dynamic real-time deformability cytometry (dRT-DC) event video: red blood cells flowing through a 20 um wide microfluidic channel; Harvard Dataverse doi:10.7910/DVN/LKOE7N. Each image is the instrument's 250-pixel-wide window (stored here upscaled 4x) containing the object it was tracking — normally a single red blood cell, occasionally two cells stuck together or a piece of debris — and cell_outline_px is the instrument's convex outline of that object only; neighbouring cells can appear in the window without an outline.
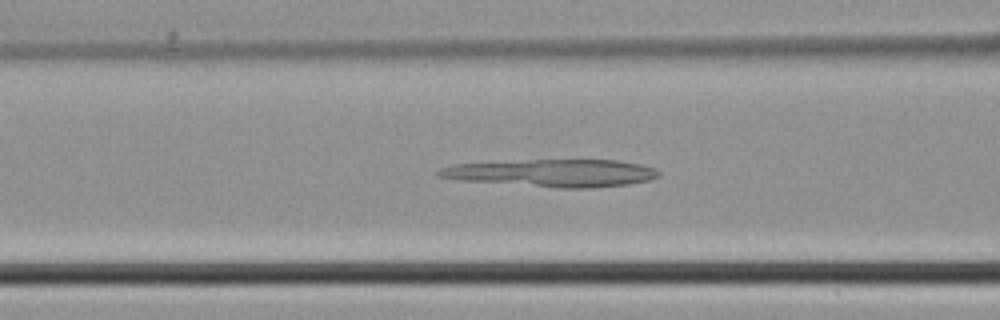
{"species": "common noctule bat (a hibernating species)", "species_latin": "Nyctalus noctula", "temperature_condition": "cold", "stored_images_in_passage": 41, "camera_frame_rate_fps": 3000, "um_per_image_px": 0.085, "animal": {"sex": "male", "body_mass_g": 21.5, "forearm_length_mm": 52.0}, "frame": {"image": 1, "passage_image": 14, "time_ms": 4.333, "image_size_px": [1000, 320], "cell_outline_px": [[660, 176], [648, 180], [628, 184], [592, 188], [560, 188], [460, 180], [436, 176], [436, 172], [440, 168], [456, 164], [532, 160], [616, 160], [640, 164], [652, 168], [660, 172]], "centroid_in_image_um": [46.97, 14.71], "position_along_channel_um": 119.6, "area_um2": 34.91}}
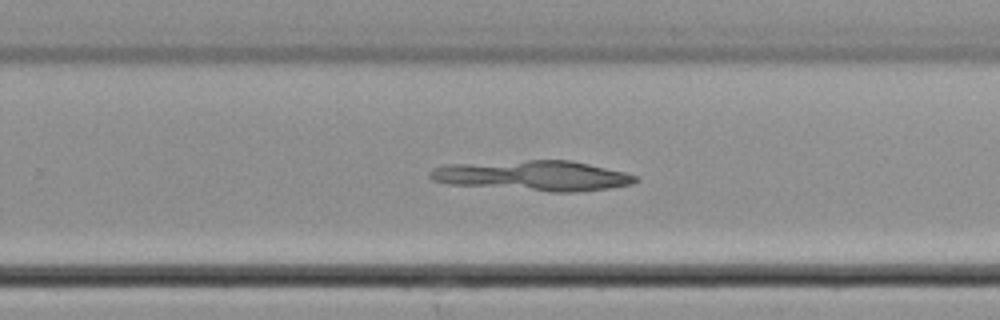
{"frame": {"image": 2, "passage_image": 25, "time_ms": 8.0, "image_size_px": [1000, 320], "cell_outline_px": [[640, 180], [632, 184], [608, 188], [576, 192], [552, 192], [448, 184], [432, 180], [428, 176], [428, 172], [432, 168], [448, 164], [528, 160], [572, 160], [624, 172], [636, 176]], "centroid_in_image_um": [45.29, 14.93], "position_along_channel_um": 284.5, "area_um2": 36.24}}
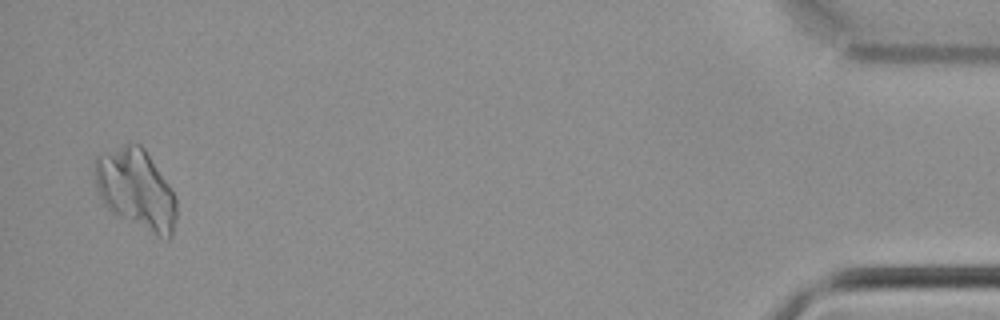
{"frame": {"image": 3, "passage_image": 40, "time_ms": 13.0, "image_size_px": [1000, 320], "cell_outline_px": [[176, 220], [172, 236], [168, 240], [156, 236], [112, 212], [104, 204], [100, 196], [96, 184], [96, 156], [124, 144], [140, 144], [144, 148], [176, 196]], "centroid_in_image_um": [11.6, 16.11], "position_along_channel_um": 423.6, "area_um2": 37.63}}